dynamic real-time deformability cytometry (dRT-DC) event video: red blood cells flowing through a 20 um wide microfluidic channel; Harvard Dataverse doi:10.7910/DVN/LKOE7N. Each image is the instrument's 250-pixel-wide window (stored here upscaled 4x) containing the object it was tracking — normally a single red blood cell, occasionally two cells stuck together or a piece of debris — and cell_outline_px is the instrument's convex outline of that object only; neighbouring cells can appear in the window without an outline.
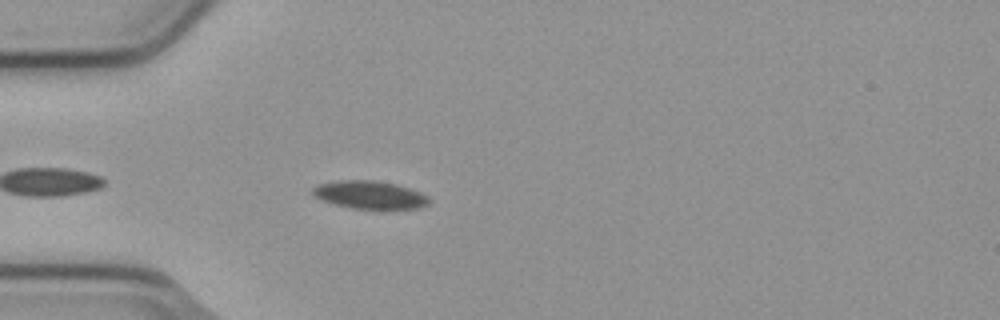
{"species": "common noctule bat (a hibernating species)", "species_latin": "Nyctalus noctula", "temperature_condition": "cold", "stored_images_in_passage": 3, "camera_frame_rate_fps": 3000, "um_per_image_px": 0.085, "animal": {"sex": "male", "body_mass_g": 23.1, "forearm_length_mm": 52.7}, "frame": {"image": 1, "passage_image": 3, "time_ms": 0.667, "image_size_px": [1000, 320], "cell_outline_px": [[432, 200], [428, 204], [416, 208], [352, 208], [320, 200], [312, 192], [312, 188], [320, 184], [344, 180], [372, 180], [396, 184], [420, 192], [428, 196]], "centroid_in_image_um": [31.45, 16.56], "position_along_channel_um": 53.6, "area_um2": 18.55}}